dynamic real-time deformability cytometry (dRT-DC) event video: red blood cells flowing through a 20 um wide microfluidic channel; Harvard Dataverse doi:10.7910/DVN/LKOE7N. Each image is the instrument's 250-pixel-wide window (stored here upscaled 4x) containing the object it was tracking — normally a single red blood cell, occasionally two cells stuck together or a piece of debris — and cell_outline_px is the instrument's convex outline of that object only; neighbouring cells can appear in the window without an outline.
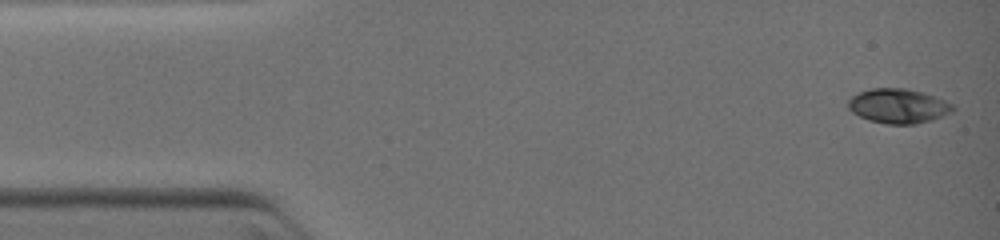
{"species": "common noctule bat (a hibernating species)", "species_latin": "Nyctalus noctula", "temperature_condition": "warm", "stored_images_in_passage": 9, "camera_frame_rate_fps": 3000, "um_per_image_px": 0.085, "animal": {"sex": "female", "body_mass_g": 19.0, "forearm_length_mm": 51.5}, "frame": {"image": 1, "passage_image": 1, "time_ms": 0.0, "image_size_px": [1000, 240], "cell_outline_px": [[956, 108], [952, 112], [932, 120], [916, 124], [884, 124], [868, 120], [852, 112], [848, 108], [848, 100], [852, 96], [860, 92], [872, 88], [904, 88], [920, 92], [944, 100], [952, 104]], "centroid_in_image_um": [76.34, 9.02], "position_along_channel_um": 8.7, "area_um2": 20.98}}
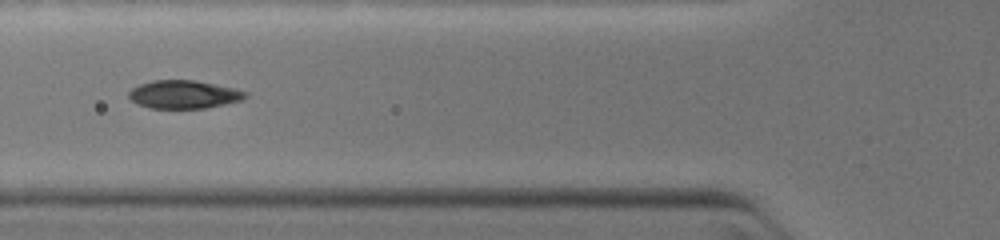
{"frame": {"image": 2, "passage_image": 7, "time_ms": 4.333, "image_size_px": [1000, 240], "cell_outline_px": [[248, 96], [244, 100], [204, 108], [148, 108], [136, 104], [128, 96], [128, 92], [132, 88], [140, 84], [152, 80], [196, 80], [236, 88], [248, 92]], "centroid_in_image_um": [15.65, 8.02], "position_along_channel_um": 110.2, "area_um2": 19.36}}
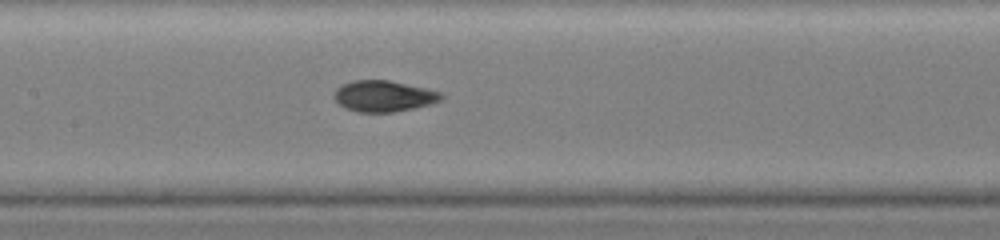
{"frame": {"image": 3, "passage_image": 9, "time_ms": 5.667, "image_size_px": [1000, 240], "cell_outline_px": [[444, 96], [440, 100], [432, 104], [392, 112], [356, 112], [344, 108], [332, 96], [336, 88], [352, 80], [388, 80], [444, 92]], "centroid_in_image_um": [32.61, 8.17], "position_along_channel_um": 174.8, "area_um2": 19.48}}